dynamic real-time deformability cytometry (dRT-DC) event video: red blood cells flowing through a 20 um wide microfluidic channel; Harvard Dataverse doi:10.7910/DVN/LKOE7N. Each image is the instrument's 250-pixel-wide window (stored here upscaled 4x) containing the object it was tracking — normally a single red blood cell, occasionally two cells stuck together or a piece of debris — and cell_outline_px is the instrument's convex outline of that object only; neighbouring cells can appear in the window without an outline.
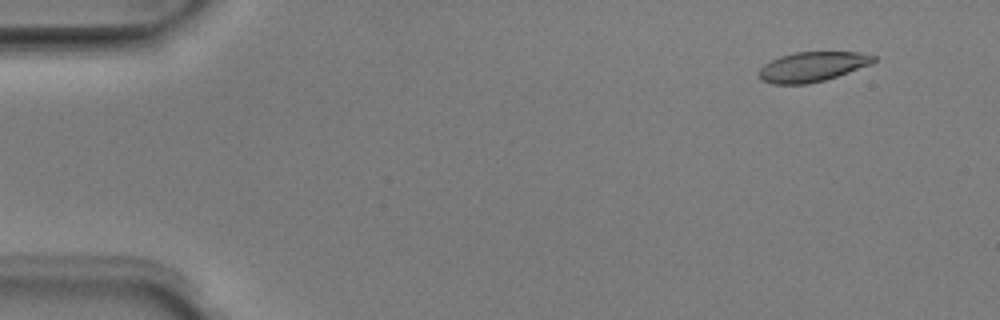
{"species": "Egyptian fruit bat (a non-hibernating species)", "species_latin": "Rousettus aegyptiacus", "temperature_condition": "room temperature", "stored_images_in_passage": 5, "camera_frame_rate_fps": 3000, "um_per_image_px": 0.085, "animal": {"sex": "male"}, "frame": {"image": 1, "passage_image": 2, "time_ms": 0.333, "image_size_px": [1000, 320], "cell_outline_px": [[876, 60], [872, 64], [824, 80], [808, 84], [772, 84], [760, 80], [756, 72], [764, 64], [780, 56], [796, 52], [860, 52], [876, 56]], "centroid_in_image_um": [69.01, 5.67], "position_along_channel_um": 16.0, "area_um2": 20.0}}
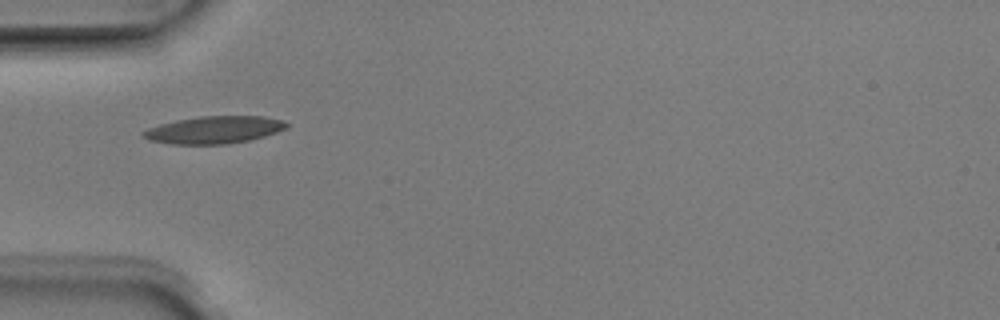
{"frame": {"image": 2, "passage_image": 5, "time_ms": 1.333, "image_size_px": [1000, 320], "cell_outline_px": [[288, 128], [264, 136], [248, 140], [224, 144], [172, 144], [148, 140], [140, 136], [140, 132], [148, 128], [160, 124], [176, 120], [200, 116], [264, 116], [280, 120], [288, 124]], "centroid_in_image_um": [18.14, 11.03], "position_along_channel_um": 66.9, "area_um2": 22.83}}